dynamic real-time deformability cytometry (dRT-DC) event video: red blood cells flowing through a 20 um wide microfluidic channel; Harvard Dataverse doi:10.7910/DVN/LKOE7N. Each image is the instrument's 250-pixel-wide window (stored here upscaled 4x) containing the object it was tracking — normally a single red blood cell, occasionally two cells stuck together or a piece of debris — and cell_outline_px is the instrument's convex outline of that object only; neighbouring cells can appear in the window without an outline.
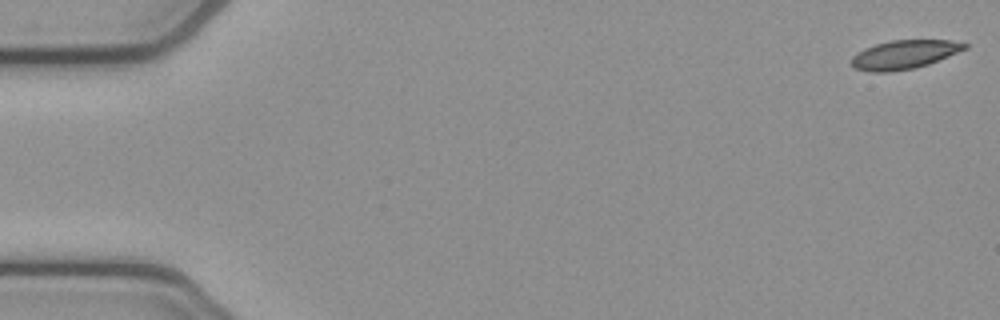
{"species": "common noctule bat (a hibernating species)", "species_latin": "Nyctalus noctula", "temperature_condition": "cold", "stored_images_in_passage": 5, "camera_frame_rate_fps": 3000, "um_per_image_px": 0.085, "animal": {"sex": "female", "body_mass_g": 21.9}, "frame": {"image": 1, "passage_image": 1, "time_ms": 0.0, "image_size_px": [1000, 320], "cell_outline_px": [[968, 48], [928, 64], [912, 68], [888, 72], [872, 72], [856, 68], [852, 64], [852, 56], [856, 52], [864, 48], [876, 44], [892, 40], [948, 40], [968, 44]], "centroid_in_image_um": [76.85, 4.63], "position_along_channel_um": 8.2, "area_um2": 18.73}}
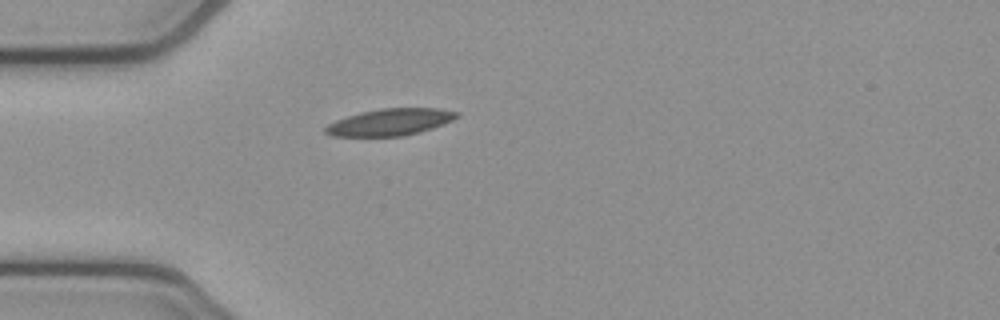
{"frame": {"image": 2, "passage_image": 5, "time_ms": 1.333, "image_size_px": [1000, 320], "cell_outline_px": [[460, 116], [452, 120], [432, 128], [420, 132], [404, 136], [332, 136], [324, 132], [324, 128], [328, 124], [336, 120], [360, 112], [380, 108], [440, 108], [460, 112]], "centroid_in_image_um": [33.18, 10.37], "position_along_channel_um": 51.8, "area_um2": 20.58}}